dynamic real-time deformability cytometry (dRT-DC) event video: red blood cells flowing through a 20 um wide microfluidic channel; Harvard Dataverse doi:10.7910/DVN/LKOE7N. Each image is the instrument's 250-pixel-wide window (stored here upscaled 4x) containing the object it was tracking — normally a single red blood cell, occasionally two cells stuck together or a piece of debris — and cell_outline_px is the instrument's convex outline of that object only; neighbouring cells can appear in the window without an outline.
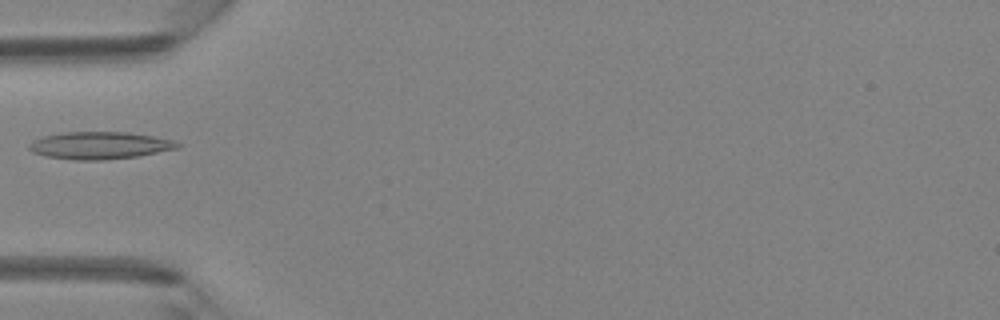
{"species": "Egyptian fruit bat (a non-hibernating species)", "species_latin": "Rousettus aegyptiacus", "temperature_condition": "room temperature", "stored_images_in_passage": 5, "camera_frame_rate_fps": 3000, "um_per_image_px": 0.085, "animal": {"sex": "female"}, "frame": {"image": 1, "passage_image": 5, "time_ms": 4.667, "image_size_px": [1000, 320], "cell_outline_px": [[184, 144], [180, 148], [136, 156], [104, 160], [72, 160], [44, 156], [32, 152], [28, 148], [28, 144], [32, 140], [44, 136], [64, 132], [124, 132], [152, 136], [172, 140]], "centroid_in_image_um": [8.45, 12.37], "position_along_channel_um": 76.5, "area_um2": 23.7}}